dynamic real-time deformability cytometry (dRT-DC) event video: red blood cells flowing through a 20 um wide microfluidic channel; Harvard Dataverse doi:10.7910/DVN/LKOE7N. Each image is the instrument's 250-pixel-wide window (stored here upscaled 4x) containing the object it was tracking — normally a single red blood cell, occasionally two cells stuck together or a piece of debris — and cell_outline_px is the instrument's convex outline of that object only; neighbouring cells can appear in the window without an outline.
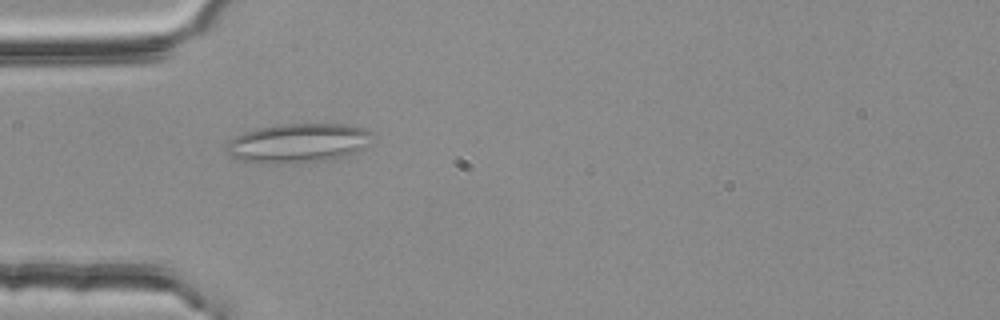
{"species": "common noctule bat (a hibernating species)", "species_latin": "Nyctalus noctula", "temperature_condition": "room temperature", "stored_images_in_passage": 3, "camera_frame_rate_fps": 3000, "um_per_image_px": 0.085, "animal": {"sex": "female", "body_mass_g": 25.1}, "frame": {"image": 1, "passage_image": 1, "time_ms": 0.0, "image_size_px": [1000, 320], "cell_outline_px": [[372, 132], [364, 144], [356, 152], [332, 160], [292, 164], [264, 164], [240, 160], [232, 156], [228, 152], [228, 140], [244, 132], [256, 128], [284, 124], [344, 124], [364, 128]], "centroid_in_image_um": [25.29, 12.18], "position_along_channel_um": 59.7, "area_um2": 33.29}}
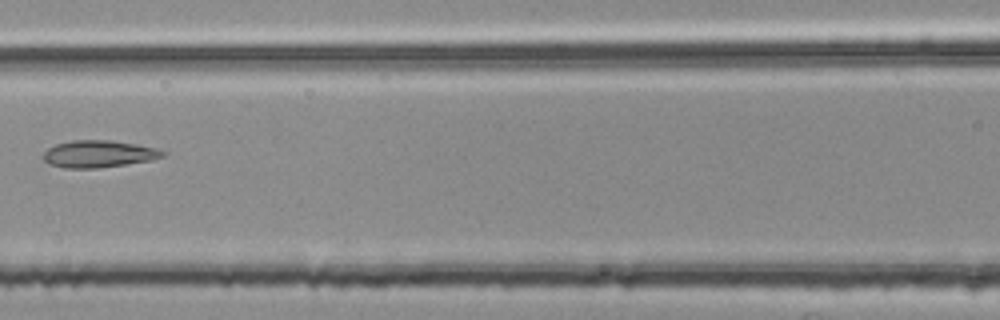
{"frame": {"image": 2, "passage_image": 3, "time_ms": 0.667, "image_size_px": [1000, 320], "cell_outline_px": [[164, 156], [148, 160], [124, 164], [96, 168], [64, 168], [52, 164], [44, 160], [44, 152], [48, 148], [56, 144], [72, 140], [112, 140], [136, 144], [156, 148], [164, 152]], "centroid_in_image_um": [8.36, 13.07], "position_along_channel_um": 158.2, "area_um2": 18.5}}